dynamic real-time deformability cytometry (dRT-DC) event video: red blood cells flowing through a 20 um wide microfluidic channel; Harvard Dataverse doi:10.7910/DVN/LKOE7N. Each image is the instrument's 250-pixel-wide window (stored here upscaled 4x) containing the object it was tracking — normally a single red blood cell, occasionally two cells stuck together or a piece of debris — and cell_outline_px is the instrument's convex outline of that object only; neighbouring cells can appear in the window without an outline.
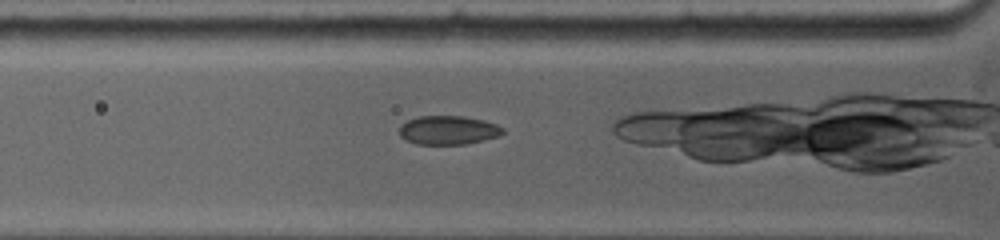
{"species": "common noctule bat (a hibernating species)", "species_latin": "Nyctalus noctula", "temperature_condition": "warm", "stored_images_in_passage": 49, "camera_frame_rate_fps": 5000, "um_per_image_px": 0.085, "animal": {"sex": "female", "body_mass_g": 19.0, "forearm_length_mm": 53.3}, "frame": {"image": 1, "passage_image": 2, "time_ms": 0.4, "image_size_px": [1000, 240], "cell_outline_px": [[504, 132], [496, 136], [484, 140], [468, 144], [416, 144], [400, 136], [400, 124], [408, 120], [420, 116], [464, 116], [484, 120], [496, 124], [504, 128]], "centroid_in_image_um": [38.11, 11.06], "position_along_channel_um": 87.7, "area_um2": 17.34}}
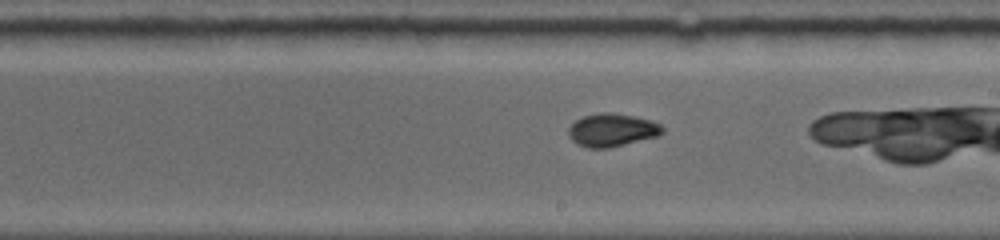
{"frame": {"image": 2, "passage_image": 22, "time_ms": 4.2, "image_size_px": [1000, 240], "cell_outline_px": [[664, 132], [656, 136], [608, 148], [588, 148], [576, 144], [568, 136], [568, 128], [576, 120], [584, 116], [608, 112], [632, 116], [648, 120], [660, 124], [664, 128]], "centroid_in_image_um": [51.98, 11.07], "position_along_channel_um": 237.0, "area_um2": 17.74}}
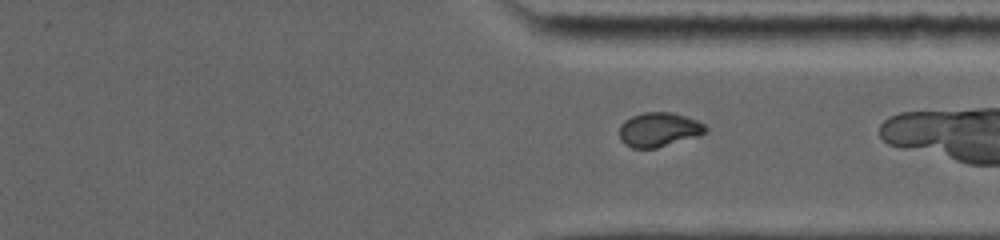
{"frame": {"image": 3, "passage_image": 37, "time_ms": 7.2, "image_size_px": [1000, 240], "cell_outline_px": [[708, 128], [704, 132], [696, 136], [656, 148], [632, 148], [624, 144], [620, 140], [620, 124], [624, 120], [632, 116], [644, 112], [672, 112], [696, 120], [704, 124]], "centroid_in_image_um": [55.96, 11.01], "position_along_channel_um": 355.4, "area_um2": 17.05}}